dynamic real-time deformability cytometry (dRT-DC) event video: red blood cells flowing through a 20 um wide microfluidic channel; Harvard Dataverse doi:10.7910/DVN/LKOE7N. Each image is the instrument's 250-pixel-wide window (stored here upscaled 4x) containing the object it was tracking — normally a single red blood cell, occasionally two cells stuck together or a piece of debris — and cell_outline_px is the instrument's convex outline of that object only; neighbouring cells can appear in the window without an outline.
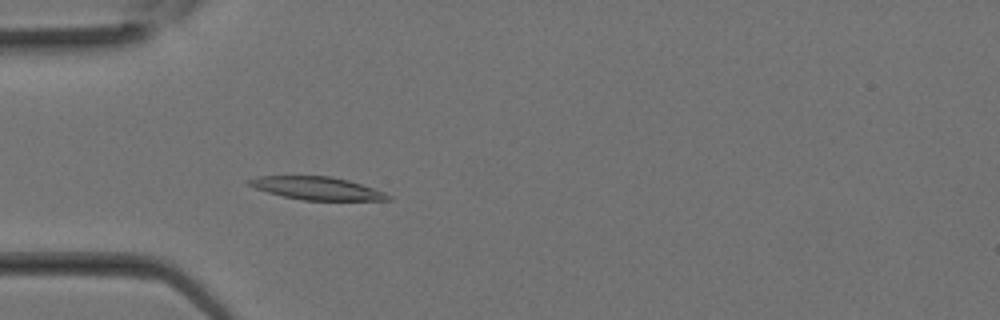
{"species": "Egyptian fruit bat (a non-hibernating species)", "species_latin": "Rousettus aegyptiacus", "temperature_condition": "room temperature", "stored_images_in_passage": 30, "camera_frame_rate_fps": 3000, "um_per_image_px": 0.085, "animal": {"sex": "female"}, "frame": {"image": 1, "passage_image": 9, "time_ms": 2.667, "image_size_px": [1000, 320], "cell_outline_px": [[392, 200], [304, 200], [284, 196], [268, 192], [256, 188], [248, 184], [248, 180], [260, 176], [332, 176], [348, 180], [384, 192], [392, 196]], "centroid_in_image_um": [26.98, 16.0], "position_along_channel_um": 58.0, "area_um2": 18.26}}
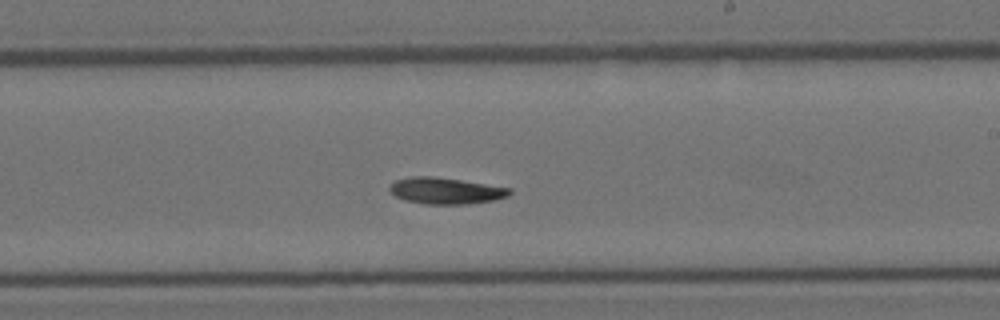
{"frame": {"image": 2, "passage_image": 18, "time_ms": 5.667, "image_size_px": [1000, 320], "cell_outline_px": [[512, 192], [508, 196], [492, 200], [468, 204], [424, 204], [404, 200], [396, 196], [388, 188], [396, 180], [412, 176], [432, 176], [460, 180], [512, 188]], "centroid_in_image_um": [37.89, 16.22], "position_along_channel_um": 251.1, "area_um2": 18.32}}
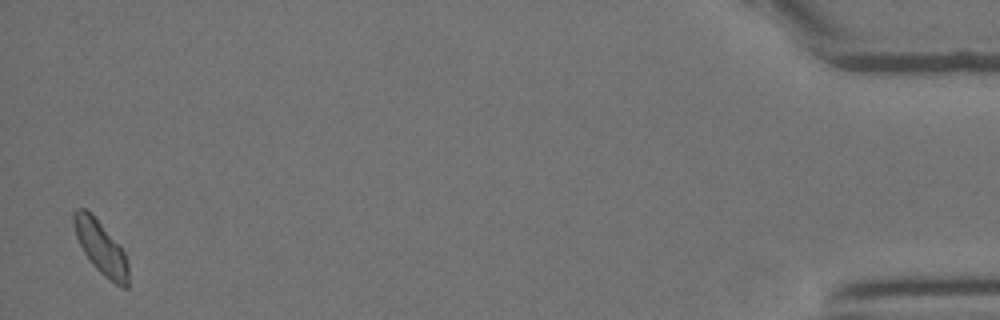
{"frame": {"image": 3, "passage_image": 30, "time_ms": 9.667, "image_size_px": [1000, 320], "cell_outline_px": [[128, 288], [120, 288], [108, 280], [92, 264], [84, 252], [76, 236], [72, 224], [72, 212], [76, 208], [84, 208], [92, 212], [120, 244], [124, 252], [128, 264]], "centroid_in_image_um": [8.57, 21.01], "position_along_channel_um": 426.6, "area_um2": 17.4}}